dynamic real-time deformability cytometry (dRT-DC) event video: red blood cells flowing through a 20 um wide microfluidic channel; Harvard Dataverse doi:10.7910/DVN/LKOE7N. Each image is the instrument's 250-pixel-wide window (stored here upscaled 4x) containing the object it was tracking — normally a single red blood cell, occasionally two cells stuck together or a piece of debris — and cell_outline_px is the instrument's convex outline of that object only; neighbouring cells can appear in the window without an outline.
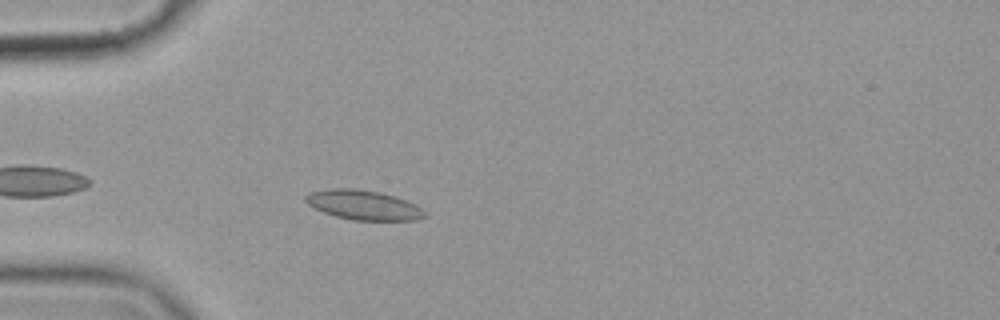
{"species": "common noctule bat (a hibernating species)", "species_latin": "Nyctalus noctula", "temperature_condition": "cold", "stored_images_in_passage": 45, "camera_frame_rate_fps": 3000, "um_per_image_px": 0.085, "animal": {"sex": "female", "body_mass_g": 19.9}, "frame": {"image": 1, "passage_image": 5, "time_ms": 1.333, "image_size_px": [1000, 320], "cell_outline_px": [[428, 216], [416, 220], [352, 220], [336, 216], [324, 212], [308, 204], [304, 200], [304, 196], [308, 192], [328, 188], [356, 188], [380, 192], [416, 204]], "centroid_in_image_um": [30.86, 17.41], "position_along_channel_um": 54.1, "area_um2": 20.52}}
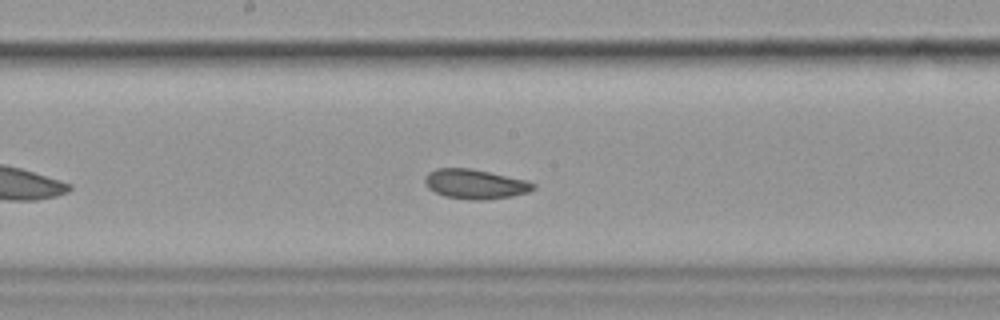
{"frame": {"image": 2, "passage_image": 19, "time_ms": 6.0, "image_size_px": [1000, 320], "cell_outline_px": [[536, 188], [528, 192], [512, 196], [484, 200], [468, 200], [444, 196], [428, 188], [424, 180], [428, 172], [436, 168], [472, 168], [528, 180], [536, 184]], "centroid_in_image_um": [40.41, 15.64], "position_along_channel_um": 207.8, "area_um2": 18.9}}
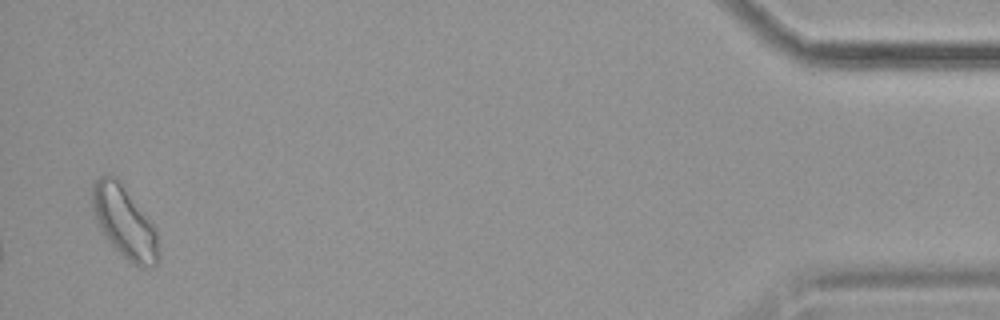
{"frame": {"image": 3, "passage_image": 44, "time_ms": 14.333, "image_size_px": [1000, 320], "cell_outline_px": [[160, 260], [152, 268], [140, 268], [132, 264], [112, 248], [104, 236], [92, 212], [92, 184], [100, 176], [112, 176], [120, 184], [152, 224], [156, 232], [160, 252]], "centroid_in_image_um": [10.57, 19.01], "position_along_channel_um": 424.6, "area_um2": 27.46}, "authors_computed_cell_mechanics": {"area_um2": 19.3052, "velocity_mm_per_s": 3.5276, "shape_relaxation_time_tau1_ms": null, "shape_relaxation_time_tau2_ms": 2.1125, "deformation_change_tau1": null, "deformation_change_tau2": 0.0578}}